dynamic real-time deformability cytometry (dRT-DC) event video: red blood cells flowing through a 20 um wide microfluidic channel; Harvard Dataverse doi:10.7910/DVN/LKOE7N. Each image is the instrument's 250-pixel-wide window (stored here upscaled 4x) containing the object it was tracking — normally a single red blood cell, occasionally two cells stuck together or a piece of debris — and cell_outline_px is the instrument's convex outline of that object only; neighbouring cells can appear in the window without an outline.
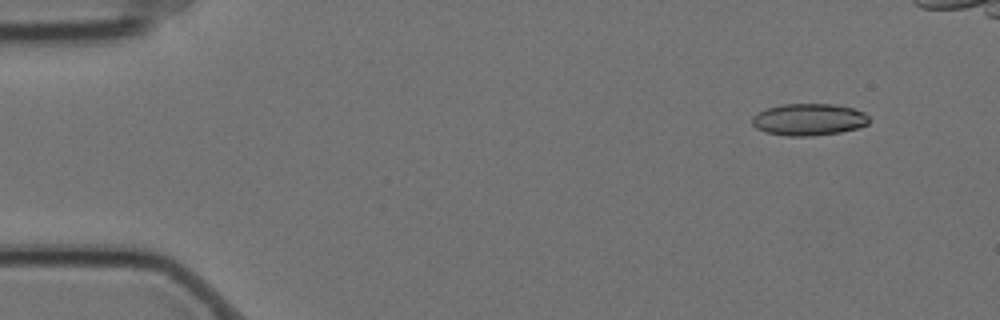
{"species": "Egyptian fruit bat (a non-hibernating species)", "species_latin": "Rousettus aegyptiacus", "temperature_condition": "cold", "stored_images_in_passage": 5, "camera_frame_rate_fps": 3000, "um_per_image_px": 0.085, "animal": {"sex": "female"}, "frame": {"image": 1, "passage_image": 2, "time_ms": 0.333, "image_size_px": [1000, 320], "cell_outline_px": [[872, 120], [868, 124], [856, 128], [840, 132], [812, 136], [788, 136], [768, 132], [756, 128], [752, 124], [752, 116], [756, 112], [764, 108], [784, 104], [836, 104], [852, 108], [864, 112]], "centroid_in_image_um": [68.74, 10.15], "position_along_channel_um": 16.3, "area_um2": 21.91}}